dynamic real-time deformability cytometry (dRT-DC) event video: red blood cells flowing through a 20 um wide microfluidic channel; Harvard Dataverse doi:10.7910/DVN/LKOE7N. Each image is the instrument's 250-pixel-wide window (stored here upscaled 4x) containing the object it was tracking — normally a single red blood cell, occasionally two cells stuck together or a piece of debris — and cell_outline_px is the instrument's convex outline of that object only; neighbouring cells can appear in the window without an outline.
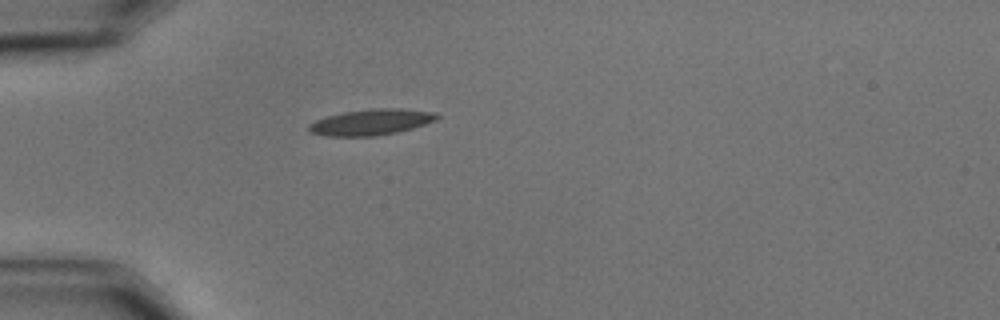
{"species": "common noctule bat (a hibernating species)", "species_latin": "Nyctalus noctula", "temperature_condition": "cold", "stored_images_in_passage": 35, "camera_frame_rate_fps": 3000, "um_per_image_px": 0.085, "animal": {"sex": "male", "body_mass_g": 15.6}, "frame": {"image": 1, "passage_image": 1, "time_ms": 0.0, "image_size_px": [1000, 320], "cell_outline_px": [[440, 116], [436, 120], [412, 128], [396, 132], [376, 136], [324, 136], [308, 132], [308, 124], [316, 120], [328, 116], [344, 112], [372, 108], [404, 108], [436, 112]], "centroid_in_image_um": [31.55, 10.37], "position_along_channel_um": 53.5, "area_um2": 19.48}}
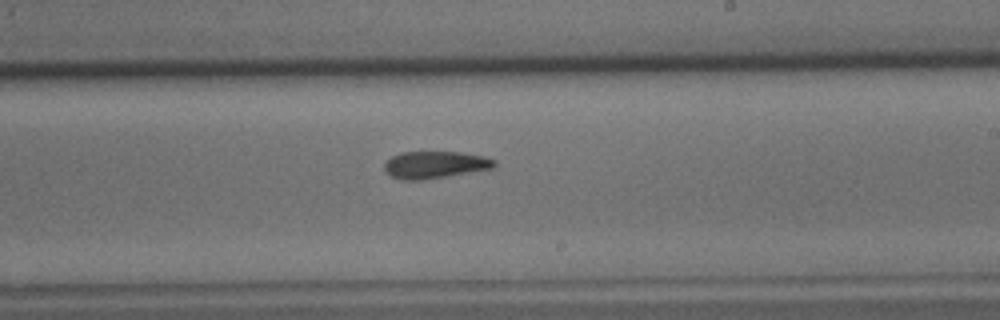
{"frame": {"image": 2, "passage_image": 19, "time_ms": 6.0, "image_size_px": [1000, 320], "cell_outline_px": [[496, 164], [492, 168], [448, 176], [420, 180], [400, 180], [384, 172], [384, 164], [392, 156], [400, 152], [460, 152], [484, 156], [496, 160]], "centroid_in_image_um": [36.95, 14.0], "position_along_channel_um": 252.1, "area_um2": 17.4}}
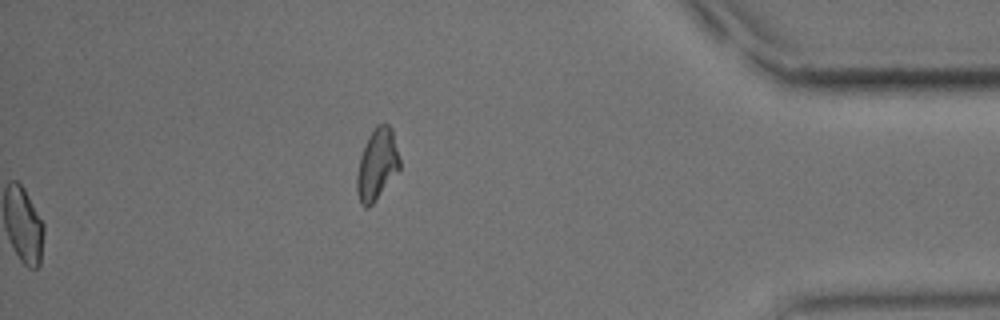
{"frame": {"image": 3, "passage_image": 35, "time_ms": 11.333, "image_size_px": [1000, 320], "cell_outline_px": [[400, 168], [372, 204], [368, 208], [364, 208], [360, 204], [356, 192], [356, 176], [360, 156], [368, 136], [376, 124], [388, 124], [392, 128], [400, 160]], "centroid_in_image_um": [32.02, 13.97], "position_along_channel_um": 403.2, "area_um2": 17.8}, "authors_computed_cell_mechanics": {"area_um2": 17.6868, "velocity_mm_per_s": 3.4891, "shape_relaxation_time_tau1_ms": 10.2639, "shape_relaxation_time_tau2_ms": 4.2182, "deformation_change_tau1": 0.2033, "deformation_change_tau2": 0.1133}}